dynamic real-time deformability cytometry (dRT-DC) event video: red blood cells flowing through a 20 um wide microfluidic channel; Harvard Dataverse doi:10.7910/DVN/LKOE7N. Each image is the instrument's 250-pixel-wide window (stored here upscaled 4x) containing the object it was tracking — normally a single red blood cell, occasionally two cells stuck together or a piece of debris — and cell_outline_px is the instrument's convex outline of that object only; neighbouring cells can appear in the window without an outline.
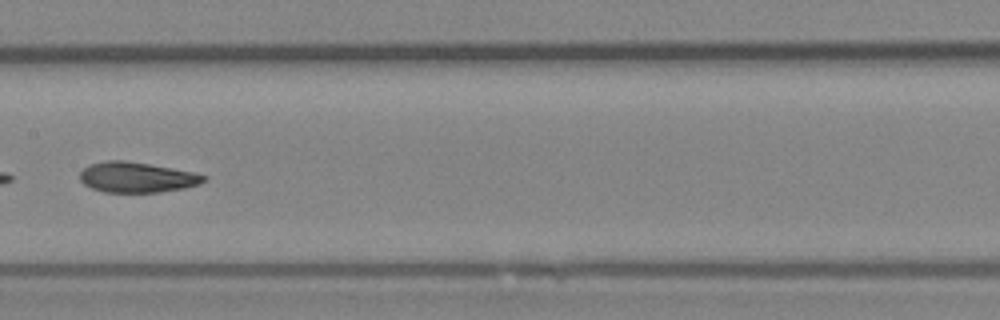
{"species": "Egyptian fruit bat (a non-hibernating species)", "species_latin": "Rousettus aegyptiacus", "temperature_condition": "room temperature", "stored_images_in_passage": 7, "camera_frame_rate_fps": 3000, "um_per_image_px": 0.085, "animal": {"sex": "female"}, "frame": {"image": 1, "passage_image": 7, "time_ms": 2.0, "image_size_px": [1000, 320], "cell_outline_px": [[208, 176], [200, 184], [184, 188], [160, 192], [104, 192], [92, 188], [84, 184], [80, 180], [80, 172], [88, 164], [104, 160], [124, 160], [172, 168], [192, 172]], "centroid_in_image_um": [11.6, 15.06], "position_along_channel_um": 195.8, "area_um2": 21.91}}